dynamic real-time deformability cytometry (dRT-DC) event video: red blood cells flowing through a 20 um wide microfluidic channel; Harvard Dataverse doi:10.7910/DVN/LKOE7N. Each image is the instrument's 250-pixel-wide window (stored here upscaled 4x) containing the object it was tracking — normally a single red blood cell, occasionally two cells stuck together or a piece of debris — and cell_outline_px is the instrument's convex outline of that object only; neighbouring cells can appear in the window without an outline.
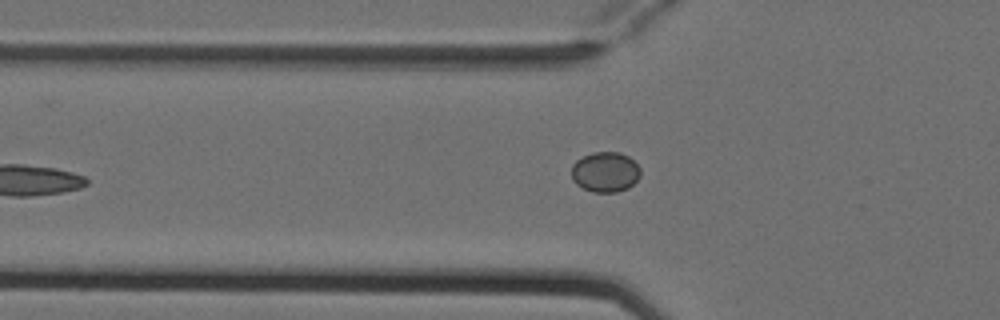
{"species": "Egyptian fruit bat (a non-hibernating species)", "species_latin": "Rousettus aegyptiacus", "temperature_condition": "cold", "stored_images_in_passage": 7, "camera_frame_rate_fps": 3000, "um_per_image_px": 0.085, "animal": {"sex": "female"}, "frame": {"image": 1, "passage_image": 6, "time_ms": 1.667, "image_size_px": [1000, 320], "cell_outline_px": [[640, 176], [628, 188], [616, 192], [592, 192], [576, 184], [572, 180], [572, 164], [576, 160], [592, 152], [620, 152], [628, 156], [640, 168]], "centroid_in_image_um": [51.43, 14.61], "position_along_channel_um": 74.4, "area_um2": 16.13}}
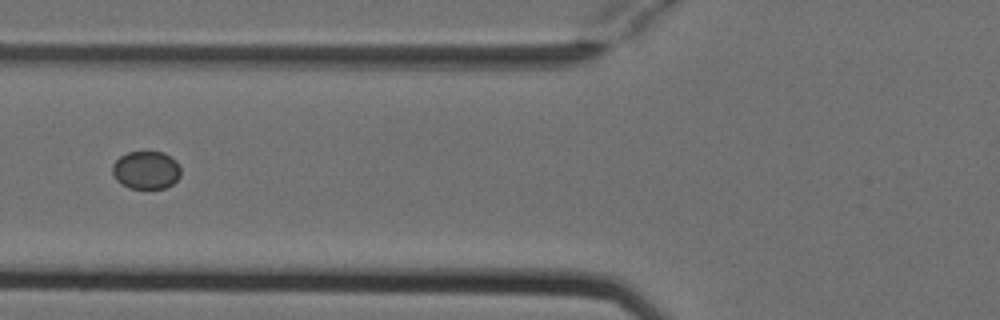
{"frame": {"image": 2, "passage_image": 7, "time_ms": 2.0, "image_size_px": [1000, 320], "cell_outline_px": [[180, 176], [172, 184], [164, 188], [128, 188], [120, 184], [116, 180], [112, 172], [112, 164], [120, 156], [128, 152], [164, 152], [176, 160], [180, 164]], "centroid_in_image_um": [12.41, 14.45], "position_along_channel_um": 113.4, "area_um2": 15.26}}